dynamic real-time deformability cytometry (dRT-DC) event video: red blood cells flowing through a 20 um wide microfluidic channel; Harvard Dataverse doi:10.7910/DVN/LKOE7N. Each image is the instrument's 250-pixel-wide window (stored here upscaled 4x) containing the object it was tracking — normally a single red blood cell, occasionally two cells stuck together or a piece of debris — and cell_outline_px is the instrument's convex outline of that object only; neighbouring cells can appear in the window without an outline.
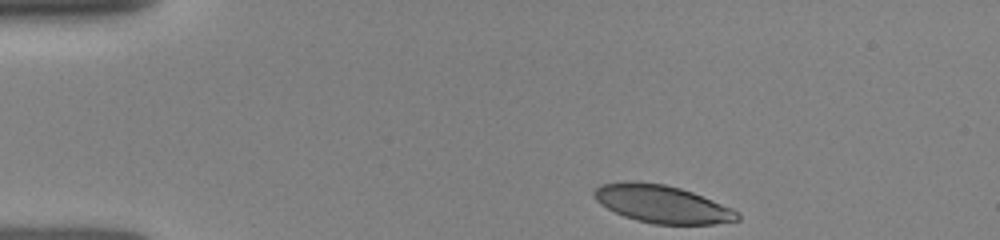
{"species": "human", "species_latin": "Homo sapiens", "temperature_condition": "room temperature", "stored_images_in_passage": 9, "camera_frame_rate_fps": 3000, "um_per_image_px": 0.085, "donor": {"sex": "female"}, "frame": {"image": 1, "passage_image": 1, "time_ms": 0.0, "image_size_px": [1000, 240], "cell_outline_px": [[740, 220], [712, 224], [652, 224], [636, 220], [624, 216], [600, 204], [596, 200], [592, 192], [600, 184], [624, 180], [632, 180], [664, 184], [680, 188], [692, 192], [732, 208], [740, 212]], "centroid_in_image_um": [56.26, 17.33], "position_along_channel_um": 28.7, "area_um2": 31.67}}
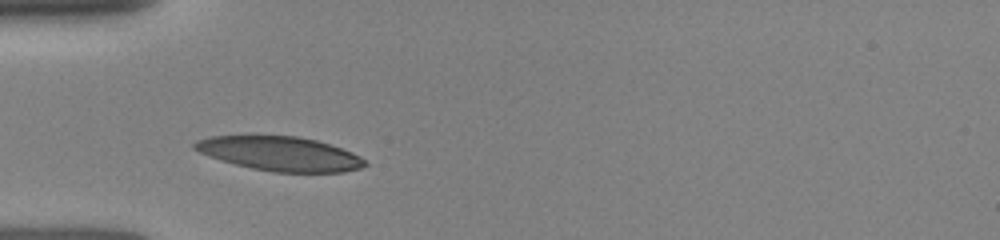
{"frame": {"image": 2, "passage_image": 7, "time_ms": 2.333, "image_size_px": [1000, 240], "cell_outline_px": [[368, 164], [360, 168], [344, 172], [272, 172], [252, 168], [220, 160], [208, 156], [192, 148], [192, 144], [196, 140], [208, 136], [296, 136], [316, 140], [352, 152], [360, 156]], "centroid_in_image_um": [23.77, 13.06], "position_along_channel_um": 61.2, "area_um2": 33.87}}
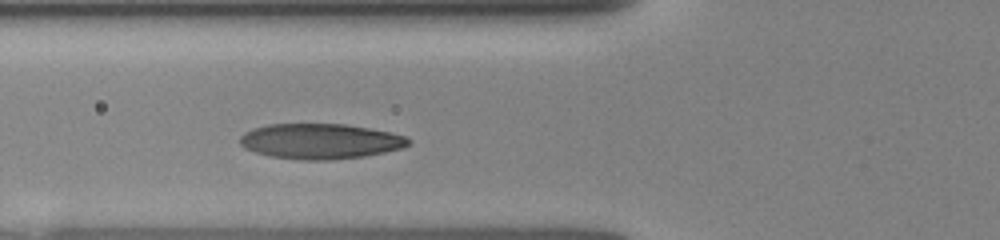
{"frame": {"image": 3, "passage_image": 9, "time_ms": 3.333, "image_size_px": [1000, 240], "cell_outline_px": [[412, 140], [404, 148], [364, 156], [328, 160], [304, 160], [272, 156], [256, 152], [244, 148], [240, 144], [240, 136], [244, 132], [252, 128], [268, 124], [344, 124], [368, 128], [408, 136]], "centroid_in_image_um": [27.23, 12.0], "position_along_channel_um": 98.6, "area_um2": 34.62}}